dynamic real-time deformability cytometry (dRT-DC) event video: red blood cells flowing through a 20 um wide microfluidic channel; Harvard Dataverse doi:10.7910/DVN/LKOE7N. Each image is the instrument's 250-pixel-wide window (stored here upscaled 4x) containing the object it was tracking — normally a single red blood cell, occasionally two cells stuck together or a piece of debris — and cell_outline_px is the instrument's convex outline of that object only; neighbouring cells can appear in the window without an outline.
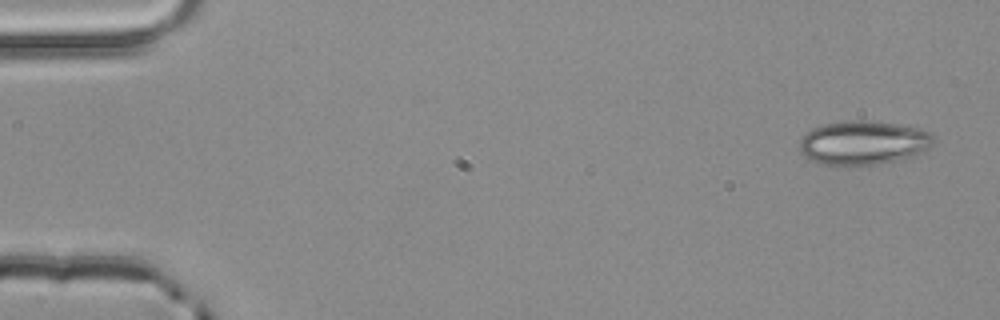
{"species": "common noctule bat (a hibernating species)", "species_latin": "Nyctalus noctula", "temperature_condition": "room temperature", "stored_images_in_passage": 4, "camera_frame_rate_fps": 3000, "um_per_image_px": 0.085, "animal": {"sex": "male", "body_mass_g": 20.4}, "frame": {"image": 1, "passage_image": 1, "time_ms": 0.0, "image_size_px": [1000, 320], "cell_outline_px": [[936, 140], [924, 152], [912, 156], [876, 164], [820, 164], [812, 160], [800, 152], [800, 140], [812, 128], [824, 124], [848, 120], [864, 120], [896, 124], [920, 128], [936, 136]], "centroid_in_image_um": [73.42, 12.11], "position_along_channel_um": 11.6, "area_um2": 33.99}}